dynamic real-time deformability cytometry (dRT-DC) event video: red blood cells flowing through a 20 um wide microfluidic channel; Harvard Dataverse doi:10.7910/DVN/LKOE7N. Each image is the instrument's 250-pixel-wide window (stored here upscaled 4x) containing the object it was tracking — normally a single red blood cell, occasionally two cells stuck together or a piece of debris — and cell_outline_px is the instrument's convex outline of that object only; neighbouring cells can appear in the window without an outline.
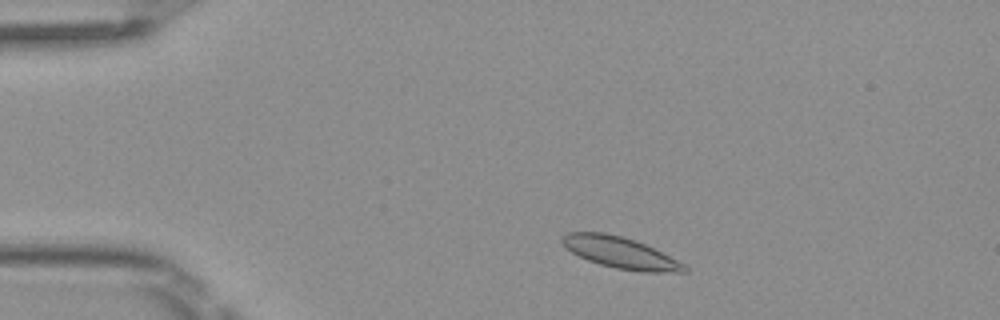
{"species": "Egyptian fruit bat (a non-hibernating species)", "species_latin": "Rousettus aegyptiacus", "temperature_condition": "room temperature", "stored_images_in_passage": 5, "camera_frame_rate_fps": 3000, "um_per_image_px": 0.085, "frame": {"image": 1, "passage_image": 2, "time_ms": 0.333, "image_size_px": [1000, 320], "cell_outline_px": [[688, 272], [644, 272], [616, 268], [600, 264], [588, 260], [572, 252], [560, 240], [560, 236], [568, 232], [604, 232], [624, 236], [644, 244], [684, 264], [688, 268]], "centroid_in_image_um": [52.7, 21.46], "position_along_channel_um": 32.3, "area_um2": 22.02}}
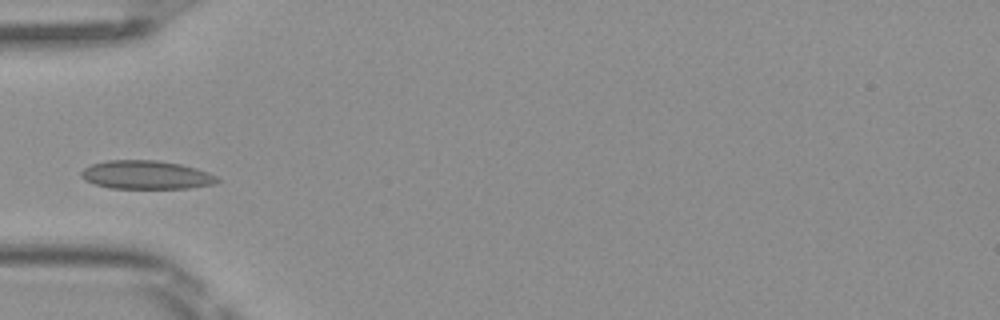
{"frame": {"image": 2, "passage_image": 4, "time_ms": 1.0, "image_size_px": [1000, 320], "cell_outline_px": [[220, 180], [216, 184], [188, 188], [108, 188], [92, 184], [84, 180], [80, 176], [80, 172], [84, 168], [92, 164], [108, 160], [156, 160], [180, 164], [196, 168], [208, 172], [216, 176]], "centroid_in_image_um": [12.4, 14.87], "position_along_channel_um": 72.6, "area_um2": 22.77}}
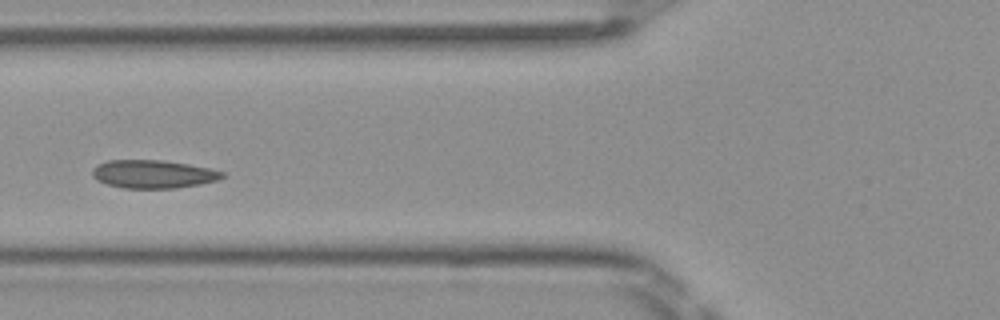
{"frame": {"image": 3, "passage_image": 5, "time_ms": 1.333, "image_size_px": [1000, 320], "cell_outline_px": [[224, 176], [216, 180], [200, 184], [176, 188], [124, 188], [108, 184], [96, 180], [92, 176], [92, 172], [96, 164], [108, 160], [164, 160], [212, 168], [224, 172]], "centroid_in_image_um": [13.01, 14.79], "position_along_channel_um": 112.8, "area_um2": 21.39}}